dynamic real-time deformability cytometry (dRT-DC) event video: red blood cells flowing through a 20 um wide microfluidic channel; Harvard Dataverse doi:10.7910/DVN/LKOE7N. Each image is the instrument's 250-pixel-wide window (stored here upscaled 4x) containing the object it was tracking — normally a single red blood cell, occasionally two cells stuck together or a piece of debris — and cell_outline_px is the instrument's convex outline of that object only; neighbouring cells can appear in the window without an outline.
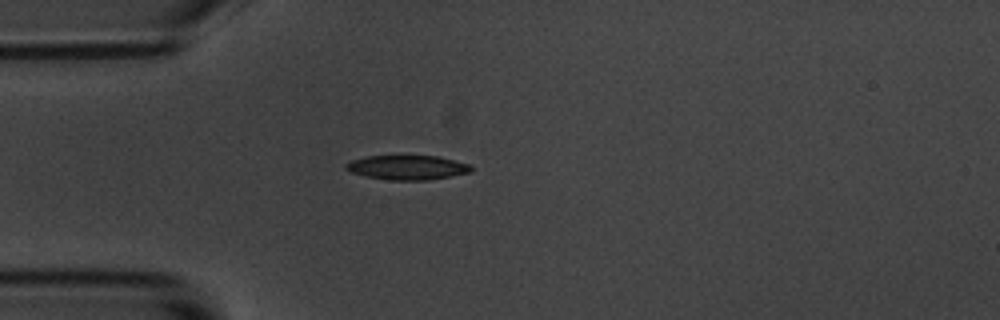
{"species": "common noctule bat (a hibernating species)", "species_latin": "Nyctalus noctula", "temperature_condition": "room temperature", "stored_images_in_passage": 42, "camera_frame_rate_fps": 3000, "um_per_image_px": 0.085, "animal": {"sex": "male", "body_mass_g": 20.1, "forearm_length_mm": 53.5}, "frame": {"image": 1, "passage_image": 1, "time_ms": 0.0, "image_size_px": [1000, 320], "cell_outline_px": [[472, 172], [428, 180], [388, 180], [364, 176], [352, 172], [344, 168], [344, 164], [352, 160], [364, 156], [440, 156], [468, 164], [472, 168]], "centroid_in_image_um": [34.59, 14.23], "position_along_channel_um": 50.4, "area_um2": 17.86}}
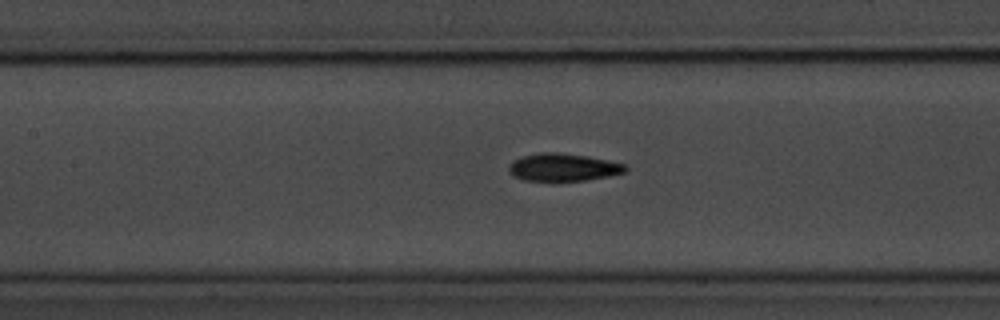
{"frame": {"image": 2, "passage_image": 11, "time_ms": 3.333, "image_size_px": [1000, 320], "cell_outline_px": [[628, 168], [624, 172], [608, 176], [584, 180], [524, 180], [512, 176], [508, 172], [508, 164], [512, 160], [524, 156], [540, 152], [560, 152], [588, 156], [608, 160], [624, 164]], "centroid_in_image_um": [47.82, 14.2], "position_along_channel_um": 159.6, "area_um2": 18.73}}
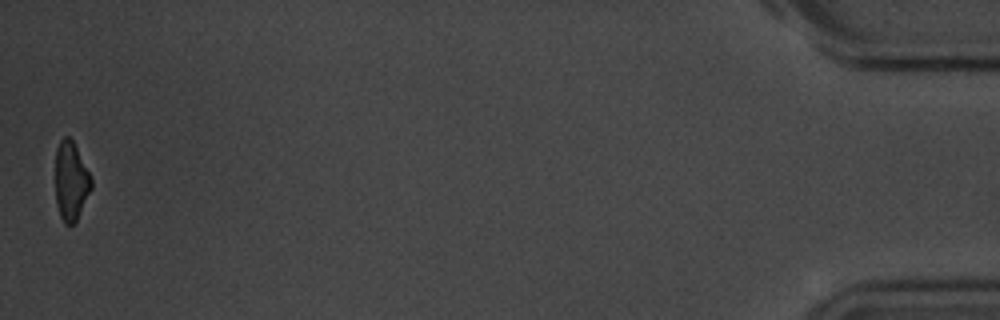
{"frame": {"image": 3, "passage_image": 42, "time_ms": 13.667, "image_size_px": [1000, 320], "cell_outline_px": [[92, 188], [76, 220], [72, 224], [64, 224], [60, 216], [56, 204], [56, 148], [60, 140], [64, 136], [68, 136], [72, 140], [92, 180]], "centroid_in_image_um": [6.01, 15.4], "position_along_channel_um": 429.2, "area_um2": 16.18}, "authors_computed_cell_mechanics": {"area_um2": 18.6694, "velocity_mm_per_s": 3.5325, "shape_relaxation_time_tau1_ms": 3.3906, "shape_relaxation_time_tau2_ms": 3.5499, "deformation_change_tau1": 0.1392, "deformation_change_tau2": 0.1003}}